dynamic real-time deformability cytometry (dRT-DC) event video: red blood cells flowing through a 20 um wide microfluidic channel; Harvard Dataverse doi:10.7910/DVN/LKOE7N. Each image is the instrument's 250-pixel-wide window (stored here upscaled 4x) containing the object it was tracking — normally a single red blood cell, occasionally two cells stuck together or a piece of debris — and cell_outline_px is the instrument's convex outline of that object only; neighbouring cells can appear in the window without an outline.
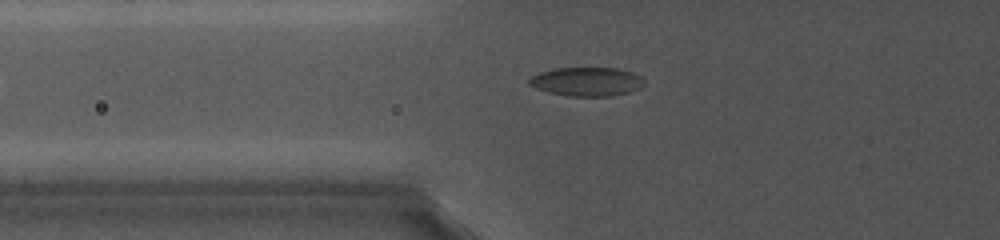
{"species": "common noctule bat (a hibernating species)", "species_latin": "Nyctalus noctula", "temperature_condition": "cold", "stored_images_in_passage": 33, "camera_frame_rate_fps": 5000, "um_per_image_px": 0.085, "animal": {"sex": "female", "body_mass_g": 19.0, "forearm_length_mm": 56.7}, "frame": {"image": 1, "passage_image": 10, "time_ms": 3.4, "image_size_px": [1000, 240], "cell_outline_px": [[644, 84], [640, 88], [628, 92], [612, 96], [568, 96], [548, 92], [536, 88], [528, 84], [528, 80], [532, 76], [540, 72], [556, 68], [616, 68], [632, 72], [640, 76], [644, 80]], "centroid_in_image_um": [49.87, 6.94], "position_along_channel_um": 75.9, "area_um2": 19.31}}
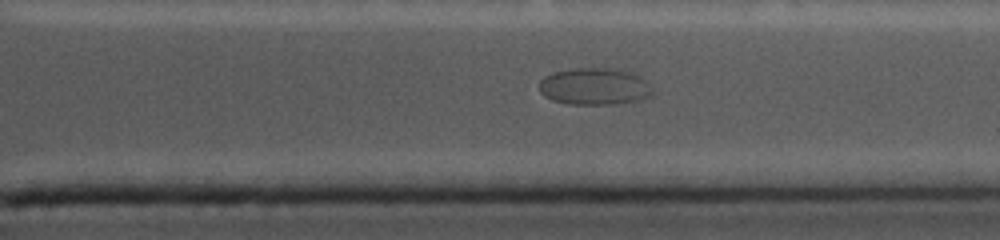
{"frame": {"image": 2, "passage_image": 29, "time_ms": 11.6, "image_size_px": [1000, 240], "cell_outline_px": [[652, 96], [636, 100], [616, 104], [568, 104], [552, 100], [544, 96], [540, 92], [540, 80], [544, 76], [552, 72], [576, 68], [608, 68], [632, 72], [648, 80], [652, 88]], "centroid_in_image_um": [50.54, 7.34], "position_along_channel_um": 360.9, "area_um2": 24.57}}
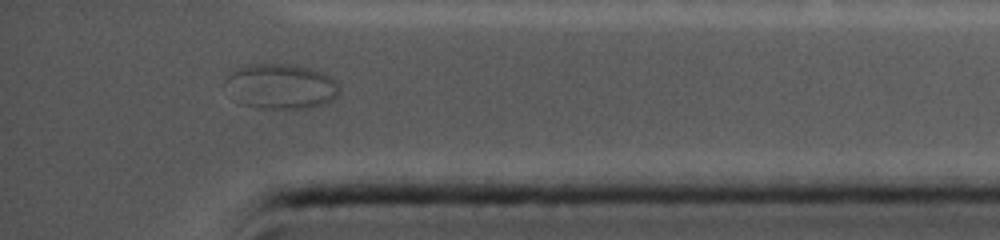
{"frame": {"image": 3, "passage_image": 33, "time_ms": 13.0, "image_size_px": [1000, 240], "cell_outline_px": [[340, 92], [332, 100], [320, 104], [304, 108], [256, 108], [240, 104], [224, 84], [224, 80], [232, 72], [240, 68], [252, 64], [288, 64], [308, 68], [320, 72], [336, 80], [340, 88]], "centroid_in_image_um": [23.87, 7.35], "position_along_channel_um": 411.3, "area_um2": 29.59}}